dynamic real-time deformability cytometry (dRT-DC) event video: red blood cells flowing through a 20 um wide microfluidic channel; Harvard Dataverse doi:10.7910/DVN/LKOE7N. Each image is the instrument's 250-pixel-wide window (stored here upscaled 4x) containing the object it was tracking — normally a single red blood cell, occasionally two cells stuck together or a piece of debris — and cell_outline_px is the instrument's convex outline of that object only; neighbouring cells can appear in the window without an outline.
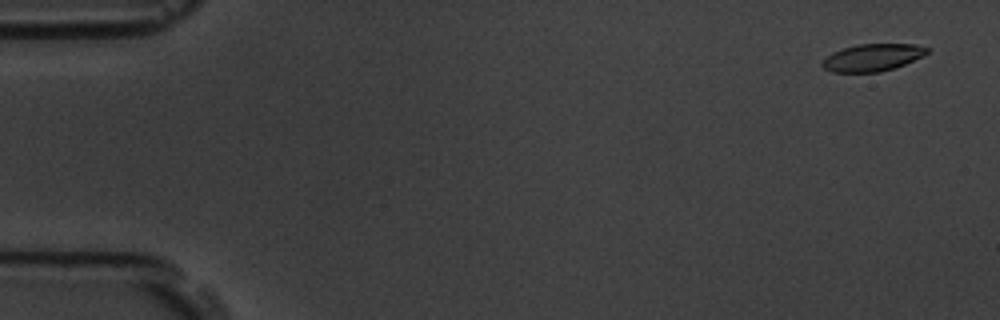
{"species": "common noctule bat (a hibernating species)", "species_latin": "Nyctalus noctula", "temperature_condition": "room temperature", "stored_images_in_passage": 13, "camera_frame_rate_fps": 3000, "um_per_image_px": 0.085, "animal": {"sex": "male", "body_mass_g": 19.5, "forearm_length_mm": 54.6}, "frame": {"image": 1, "passage_image": 1, "time_ms": 0.0, "image_size_px": [1000, 320], "cell_outline_px": [[928, 52], [924, 56], [904, 64], [880, 72], [832, 72], [824, 68], [820, 64], [832, 52], [856, 44], [912, 44], [928, 48]], "centroid_in_image_um": [74.15, 4.89], "position_along_channel_um": 10.9, "area_um2": 16.47}}
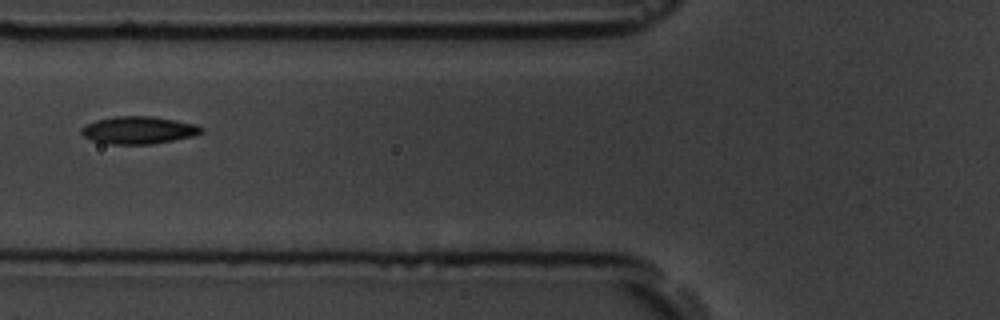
{"frame": {"image": 2, "passage_image": 6, "time_ms": 6.667, "image_size_px": [1000, 320], "cell_outline_px": [[204, 132], [196, 136], [152, 144], [112, 144], [92, 140], [84, 136], [80, 132], [80, 128], [96, 120], [116, 116], [152, 116], [176, 120], [196, 124], [204, 128]], "centroid_in_image_um": [11.83, 11.06], "position_along_channel_um": 114.0, "area_um2": 19.31}}
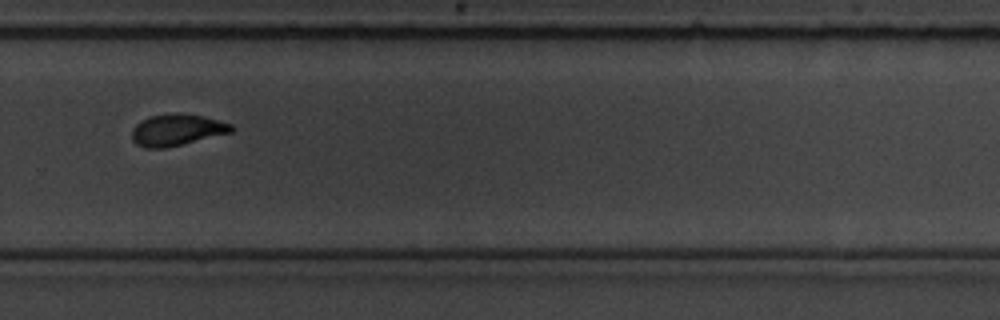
{"frame": {"image": 3, "passage_image": 11, "time_ms": 12.333, "image_size_px": [1000, 320], "cell_outline_px": [[236, 128], [232, 132], [164, 148], [148, 148], [136, 144], [132, 140], [132, 128], [140, 120], [152, 116], [180, 112], [204, 116], [232, 124]], "centroid_in_image_um": [15.04, 11.03], "position_along_channel_um": 314.8, "area_um2": 18.26}, "authors_computed_cell_mechanics": {"area_um2": 18.496, "velocity_mm_per_s": 3.5502, "shape_relaxation_time_tau1_ms": 3.9007, "shape_relaxation_time_tau2_ms": 1.7944, "deformation_change_tau1": 0.118, "deformation_change_tau2": 0.0557}}